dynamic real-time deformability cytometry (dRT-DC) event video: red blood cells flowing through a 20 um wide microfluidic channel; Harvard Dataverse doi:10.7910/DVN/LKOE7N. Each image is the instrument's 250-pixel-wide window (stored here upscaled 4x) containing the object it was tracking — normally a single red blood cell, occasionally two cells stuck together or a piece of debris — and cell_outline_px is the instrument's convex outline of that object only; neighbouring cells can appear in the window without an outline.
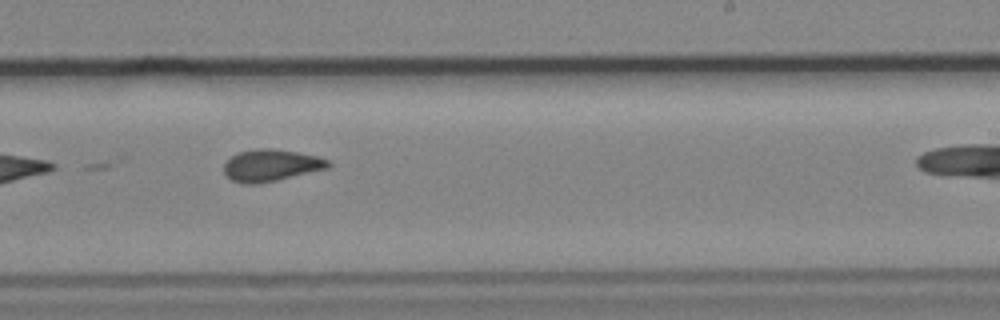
{"species": "common noctule bat (a hibernating species)", "species_latin": "Nyctalus noctula", "temperature_condition": "cold", "stored_images_in_passage": 10, "segment_of_instrument_passage": [1, 2], "camera_frame_rate_fps": 3000, "um_per_image_px": 0.085, "animal": {"sex": "male", "body_mass_g": 19.2, "forearm_length_mm": 51.8}, "frame": {"image": 1, "passage_image": 8, "time_ms": 2.333, "image_size_px": [1000, 320], "cell_outline_px": [[332, 164], [328, 168], [276, 180], [256, 184], [244, 184], [232, 180], [224, 172], [224, 164], [232, 156], [240, 152], [260, 148], [268, 148], [296, 152], [316, 156], [328, 160]], "centroid_in_image_um": [23.03, 14.06], "position_along_channel_um": 266.0, "area_um2": 19.02}}
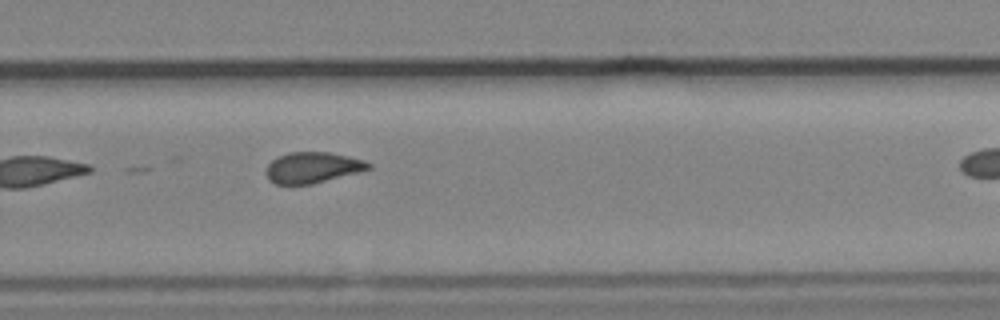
{"frame": {"image": 2, "passage_image": 9, "time_ms": 2.667, "image_size_px": [1000, 320], "cell_outline_px": [[372, 168], [360, 172], [312, 184], [276, 184], [268, 180], [264, 172], [268, 164], [276, 156], [288, 152], [328, 152], [348, 156], [364, 160], [372, 164]], "centroid_in_image_um": [26.55, 14.24], "position_along_channel_um": 303.3, "area_um2": 18.67}}